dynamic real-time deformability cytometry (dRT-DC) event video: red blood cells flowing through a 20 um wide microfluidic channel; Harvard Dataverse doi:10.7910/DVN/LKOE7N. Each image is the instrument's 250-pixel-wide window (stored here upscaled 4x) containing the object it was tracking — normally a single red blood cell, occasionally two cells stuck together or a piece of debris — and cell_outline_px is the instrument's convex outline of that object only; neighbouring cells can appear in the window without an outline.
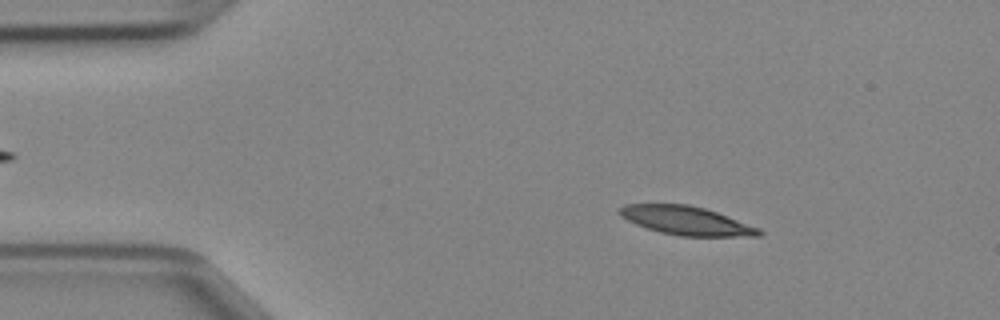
{"species": "Egyptian fruit bat (a non-hibernating species)", "species_latin": "Rousettus aegyptiacus", "temperature_condition": "cold", "stored_images_in_passage": 45, "camera_frame_rate_fps": 3000, "um_per_image_px": 0.085, "animal": {"sex": "female"}, "frame": {"image": 1, "passage_image": 5, "time_ms": 1.333, "image_size_px": [1000, 320], "cell_outline_px": [[764, 232], [760, 236], [680, 236], [660, 232], [636, 224], [620, 216], [616, 212], [616, 208], [624, 204], [688, 204], [704, 208], [716, 212], [760, 228]], "centroid_in_image_um": [58.3, 18.75], "position_along_channel_um": 26.7, "area_um2": 23.29}}
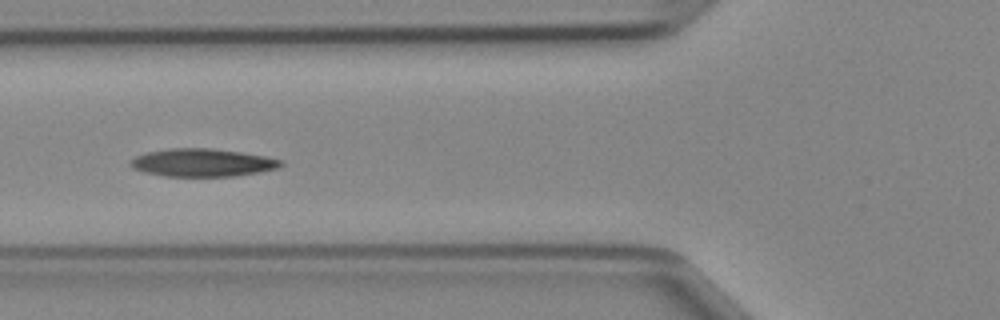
{"frame": {"image": 2, "passage_image": 15, "time_ms": 4.667, "image_size_px": [1000, 320], "cell_outline_px": [[284, 164], [280, 168], [260, 172], [236, 176], [164, 176], [144, 172], [132, 168], [128, 164], [128, 160], [136, 156], [148, 152], [168, 148], [212, 148], [240, 152], [264, 156], [284, 160]], "centroid_in_image_um": [17.21, 13.82], "position_along_channel_um": 108.6, "area_um2": 24.68}}
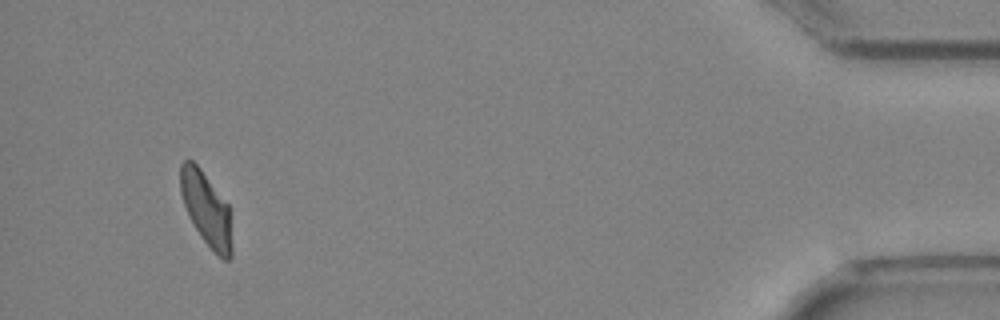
{"frame": {"image": 3, "passage_image": 42, "time_ms": 13.667, "image_size_px": [1000, 320], "cell_outline_px": [[232, 256], [228, 260], [224, 260], [204, 240], [196, 228], [184, 204], [180, 192], [180, 164], [184, 160], [192, 160], [200, 168], [228, 204], [232, 244]], "centroid_in_image_um": [17.54, 17.73], "position_along_channel_um": 417.7, "area_um2": 21.56}}